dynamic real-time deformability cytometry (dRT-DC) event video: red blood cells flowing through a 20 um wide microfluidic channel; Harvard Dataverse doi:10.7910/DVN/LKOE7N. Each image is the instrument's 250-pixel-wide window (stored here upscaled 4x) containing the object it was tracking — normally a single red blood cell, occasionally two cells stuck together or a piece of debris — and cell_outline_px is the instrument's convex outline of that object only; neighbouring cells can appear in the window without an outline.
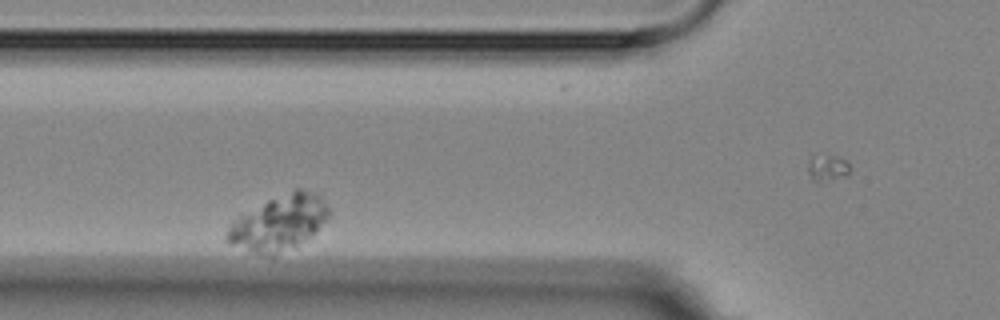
{"species": "Egyptian fruit bat (a non-hibernating species)", "species_latin": "Rousettus aegyptiacus", "temperature_condition": "room temperature", "stored_images_in_passage": 7, "segment_of_instrument_passage": [2, 2], "camera_frame_rate_fps": 3000, "um_per_image_px": 0.085, "animal": {"sex": "female"}, "frame": {"image": 1, "passage_image": 5, "time_ms": 4.333, "image_size_px": [1000, 320], "cell_outline_px": [[332, 216], [312, 236], [272, 256], [268, 256], [252, 252], [228, 244], [224, 240], [224, 236], [232, 220], [268, 200], [296, 188], [300, 188], [320, 196], [328, 204], [332, 212]], "centroid_in_image_um": [23.72, 18.94], "position_along_channel_um": 102.1, "area_um2": 32.71}}
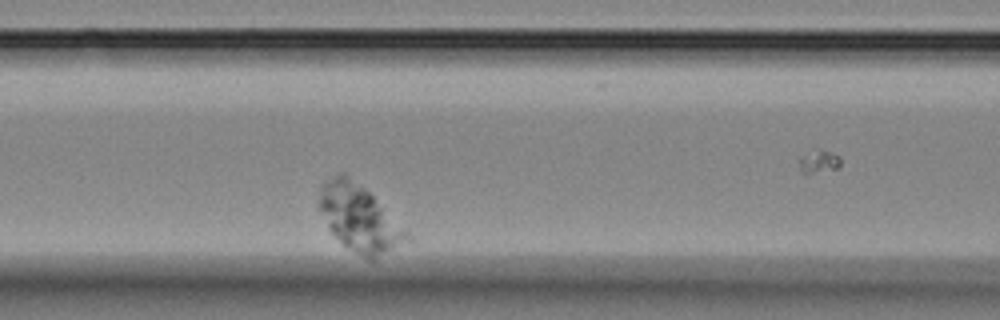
{"frame": {"image": 2, "passage_image": 6, "time_ms": 5.667, "image_size_px": [1000, 320], "cell_outline_px": [[412, 240], [372, 260], [368, 260], [344, 244], [328, 228], [320, 208], [320, 188], [328, 180], [336, 176], [344, 176], [364, 188], [408, 228], [412, 236]], "centroid_in_image_um": [30.66, 18.62], "position_along_channel_um": 135.9, "area_um2": 33.12}}